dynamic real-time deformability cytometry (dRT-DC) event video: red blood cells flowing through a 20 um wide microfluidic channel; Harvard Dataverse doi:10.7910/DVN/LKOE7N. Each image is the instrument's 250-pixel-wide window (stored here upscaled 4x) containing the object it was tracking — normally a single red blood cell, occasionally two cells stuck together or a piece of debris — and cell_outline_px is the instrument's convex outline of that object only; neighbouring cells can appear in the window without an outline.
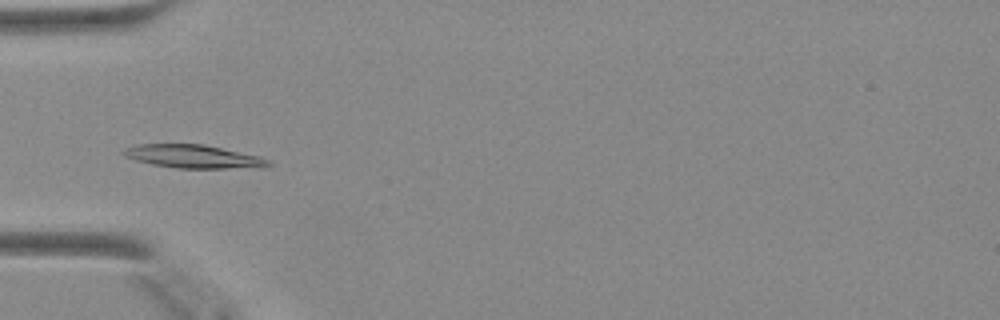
{"species": "Egyptian fruit bat (a non-hibernating species)", "species_latin": "Rousettus aegyptiacus", "temperature_condition": "warm", "stored_images_in_passage": 46, "camera_frame_rate_fps": 3000, "um_per_image_px": 0.085, "animal": {"sex": "female"}, "frame": {"image": 1, "passage_image": 14, "time_ms": 4.333, "image_size_px": [1000, 320], "cell_outline_px": [[272, 164], [264, 168], [176, 168], [152, 164], [136, 160], [124, 156], [120, 152], [124, 148], [140, 144], [204, 144], [260, 156], [268, 160]], "centroid_in_image_um": [16.46, 13.3], "position_along_channel_um": 68.5, "area_um2": 19.77}}
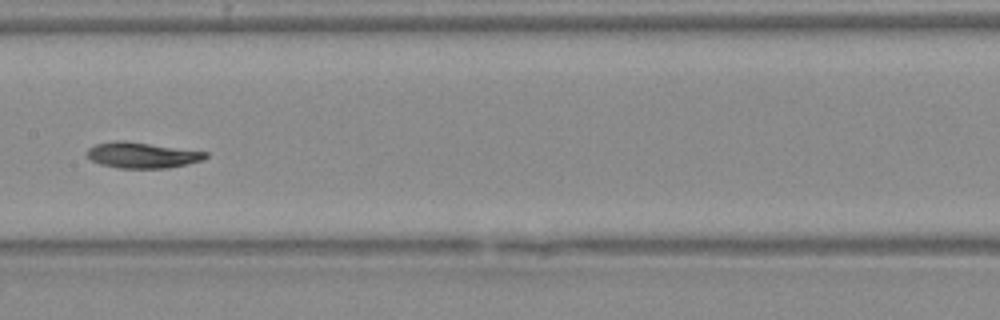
{"frame": {"image": 2, "passage_image": 23, "time_ms": 7.333, "image_size_px": [1000, 320], "cell_outline_px": [[208, 156], [204, 160], [188, 164], [168, 168], [120, 168], [100, 164], [92, 160], [88, 156], [88, 148], [96, 144], [112, 140], [124, 140], [208, 152]], "centroid_in_image_um": [12.11, 13.18], "position_along_channel_um": 195.3, "area_um2": 17.86}}
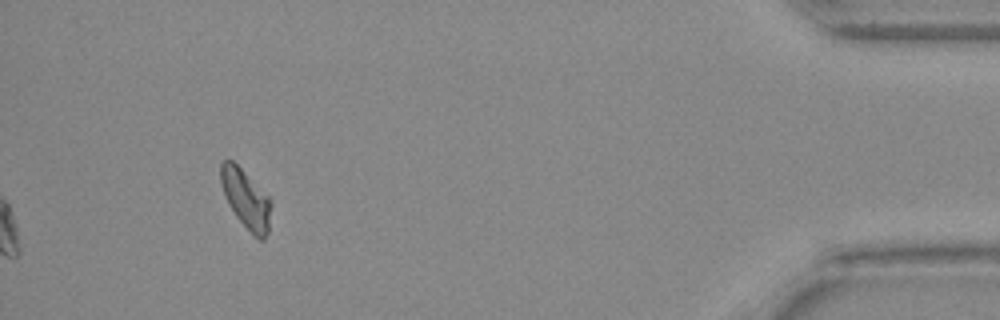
{"frame": {"image": 3, "passage_image": 43, "time_ms": 14.0, "image_size_px": [1000, 320], "cell_outline_px": [[272, 204], [268, 232], [264, 240], [260, 240], [236, 216], [224, 196], [220, 184], [220, 164], [224, 160], [232, 160], [272, 200]], "centroid_in_image_um": [20.9, 16.9], "position_along_channel_um": 414.3, "area_um2": 16.99}}